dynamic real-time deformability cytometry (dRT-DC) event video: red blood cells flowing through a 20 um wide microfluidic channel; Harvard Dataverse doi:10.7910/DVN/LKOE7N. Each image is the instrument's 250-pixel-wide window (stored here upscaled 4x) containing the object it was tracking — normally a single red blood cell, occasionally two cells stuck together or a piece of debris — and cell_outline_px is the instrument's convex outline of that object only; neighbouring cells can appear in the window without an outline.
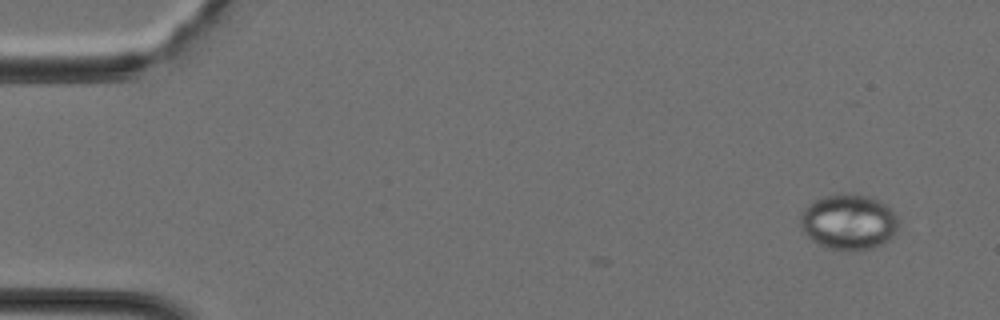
{"species": "Egyptian fruit bat (a non-hibernating species)", "species_latin": "Rousettus aegyptiacus", "temperature_condition": "cold", "stored_images_in_passage": 6, "camera_frame_rate_fps": 3000, "um_per_image_px": 0.085, "animal": {"sex": "female"}, "frame": {"image": 1, "passage_image": 1, "time_ms": 0.0, "image_size_px": [1000, 320], "cell_outline_px": [[896, 232], [888, 240], [872, 248], [852, 252], [828, 248], [816, 244], [800, 228], [800, 216], [804, 208], [808, 204], [824, 196], [868, 196], [884, 204], [896, 216]], "centroid_in_image_um": [72.08, 18.93], "position_along_channel_um": 12.9, "area_um2": 31.1}}